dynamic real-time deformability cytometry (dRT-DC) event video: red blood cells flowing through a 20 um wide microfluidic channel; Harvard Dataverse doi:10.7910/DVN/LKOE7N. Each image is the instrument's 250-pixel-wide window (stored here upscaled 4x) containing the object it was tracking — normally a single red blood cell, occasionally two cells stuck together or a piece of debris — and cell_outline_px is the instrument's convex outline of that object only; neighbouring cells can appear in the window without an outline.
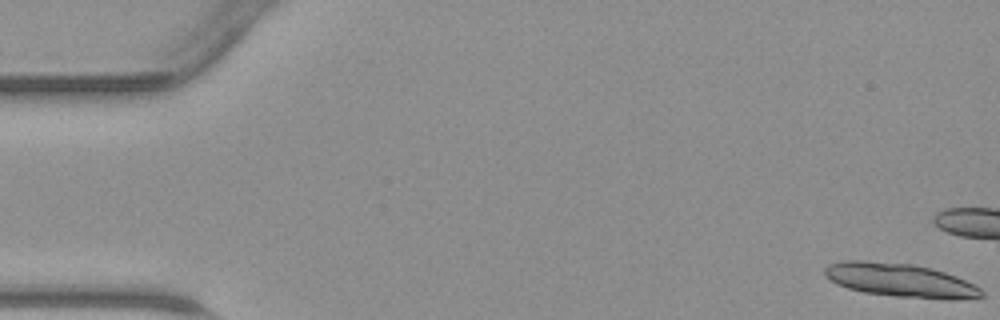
{"species": "common noctule bat (a hibernating species)", "species_latin": "Nyctalus noctula", "temperature_condition": "warm", "stored_images_in_passage": 24, "camera_frame_rate_fps": 3000, "um_per_image_px": 0.085, "animal": {"sex": "male", "body_mass_g": 23.1, "forearm_length_mm": 52.7}, "frame": {"image": 1, "passage_image": 1, "time_ms": 0.0, "image_size_px": [1000, 320], "cell_outline_px": [[984, 296], [956, 300], [944, 300], [896, 296], [864, 292], [848, 288], [836, 284], [824, 276], [824, 268], [828, 264], [844, 260], [864, 260], [912, 264], [932, 268], [956, 276], [980, 288], [984, 292]], "centroid_in_image_um": [76.51, 23.82], "position_along_channel_um": 8.5, "area_um2": 30.92}}